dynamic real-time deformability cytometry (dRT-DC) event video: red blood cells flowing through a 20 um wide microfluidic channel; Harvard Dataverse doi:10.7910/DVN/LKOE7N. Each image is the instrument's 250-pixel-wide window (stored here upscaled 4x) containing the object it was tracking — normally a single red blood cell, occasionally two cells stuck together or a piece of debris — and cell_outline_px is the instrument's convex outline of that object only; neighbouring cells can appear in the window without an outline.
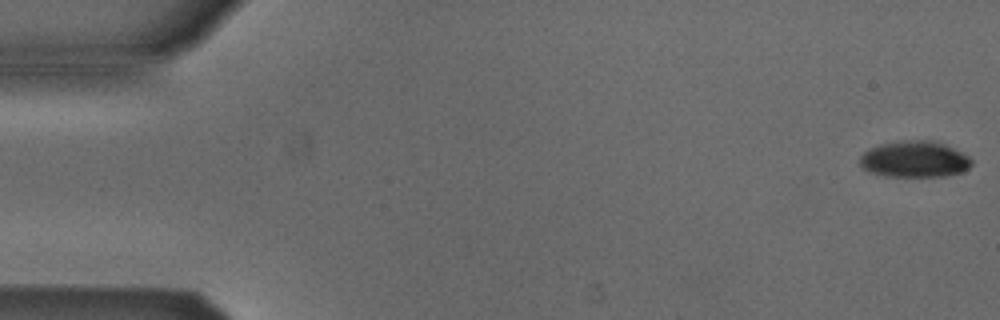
{"species": "Egyptian fruit bat (a non-hibernating species)", "species_latin": "Rousettus aegyptiacus", "temperature_condition": "cold", "stored_images_in_passage": 5, "camera_frame_rate_fps": 3000, "um_per_image_px": 0.085, "animal": {"sex": "male"}, "frame": {"image": 1, "passage_image": 1, "time_ms": 0.0, "image_size_px": [1000, 320], "cell_outline_px": [[972, 164], [968, 168], [960, 172], [944, 176], [884, 176], [872, 172], [864, 168], [860, 164], [860, 156], [868, 148], [880, 144], [896, 140], [936, 140], [968, 156], [972, 160]], "centroid_in_image_um": [77.71, 13.51], "position_along_channel_um": 7.3, "area_um2": 23.64}}